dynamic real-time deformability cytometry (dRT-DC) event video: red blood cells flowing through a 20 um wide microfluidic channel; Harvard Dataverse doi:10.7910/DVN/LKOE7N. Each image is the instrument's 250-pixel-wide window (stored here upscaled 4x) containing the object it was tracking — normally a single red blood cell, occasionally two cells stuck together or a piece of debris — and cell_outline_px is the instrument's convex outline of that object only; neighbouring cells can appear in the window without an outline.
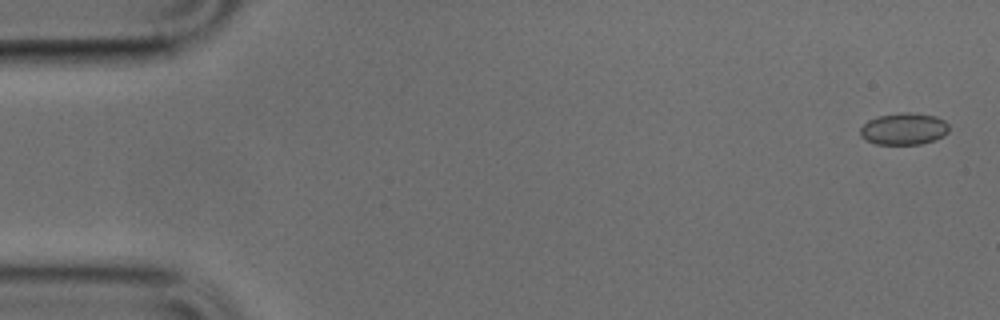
{"species": "common noctule bat (a hibernating species)", "species_latin": "Nyctalus noctula", "temperature_condition": "cold", "stored_images_in_passage": 50, "camera_frame_rate_fps": 3000, "um_per_image_px": 0.085, "animal": {"sex": "male", "body_mass_g": 17.9, "forearm_length_mm": 54.2}, "frame": {"image": 1, "passage_image": 2, "time_ms": 0.333, "image_size_px": [1000, 320], "cell_outline_px": [[948, 132], [944, 136], [936, 140], [920, 144], [876, 144], [860, 136], [860, 128], [868, 120], [880, 116], [904, 112], [908, 112], [936, 116], [944, 120], [948, 124]], "centroid_in_image_um": [76.85, 10.96], "position_along_channel_um": 8.1, "area_um2": 16.42}}
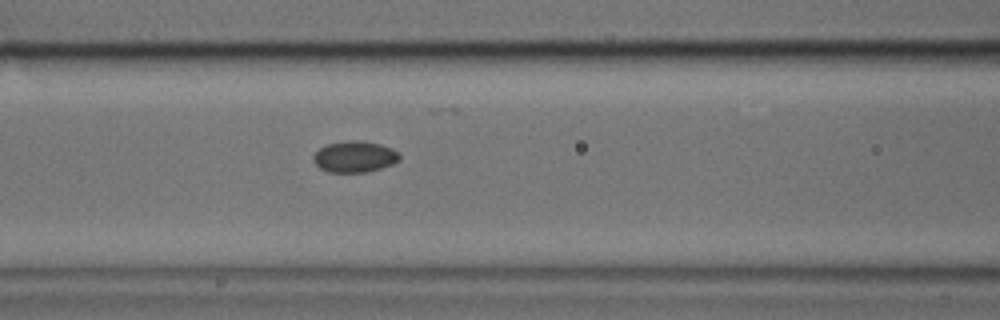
{"frame": {"image": 2, "passage_image": 21, "time_ms": 6.667, "image_size_px": [1000, 320], "cell_outline_px": [[400, 160], [392, 164], [368, 172], [328, 172], [320, 168], [312, 160], [312, 156], [320, 148], [328, 144], [348, 140], [356, 140], [380, 144], [392, 148], [400, 152]], "centroid_in_image_um": [30.16, 13.32], "position_along_channel_um": 136.4, "area_um2": 15.72}}
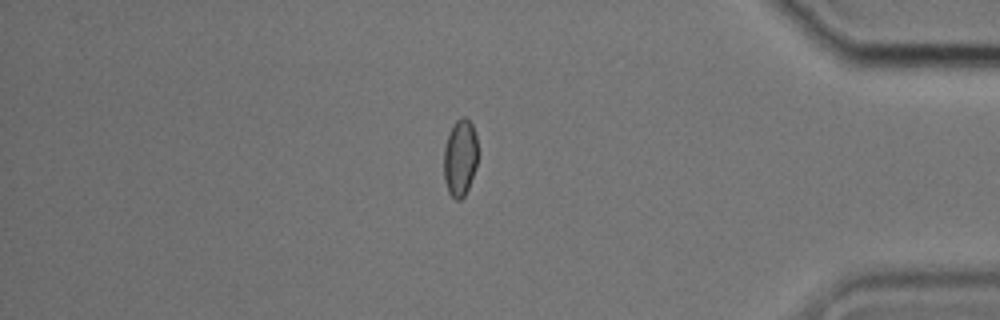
{"frame": {"image": 3, "passage_image": 43, "time_ms": 14.0, "image_size_px": [1000, 320], "cell_outline_px": [[476, 168], [468, 188], [464, 196], [460, 200], [456, 200], [448, 192], [444, 180], [444, 148], [448, 136], [456, 120], [460, 116], [464, 116], [472, 124], [476, 136]], "centroid_in_image_um": [39.1, 13.42], "position_along_channel_um": 396.1, "area_um2": 15.09}}